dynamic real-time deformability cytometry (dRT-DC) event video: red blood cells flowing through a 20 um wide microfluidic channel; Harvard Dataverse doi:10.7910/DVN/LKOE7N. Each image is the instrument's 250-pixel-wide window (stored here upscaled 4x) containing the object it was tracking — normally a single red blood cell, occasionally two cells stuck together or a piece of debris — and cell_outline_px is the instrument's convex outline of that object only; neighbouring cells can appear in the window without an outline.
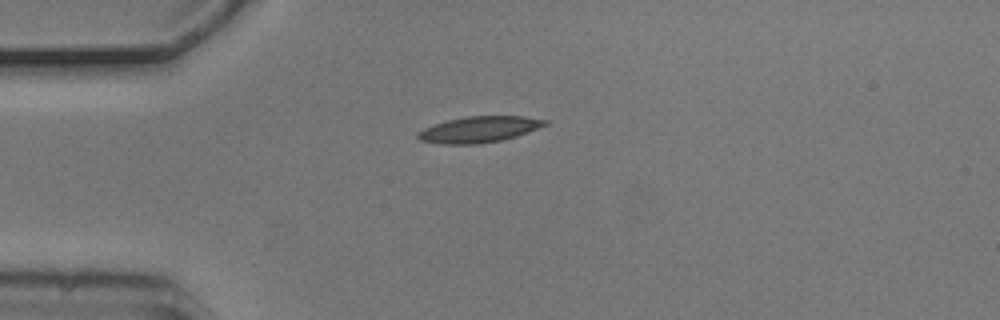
{"species": "common noctule bat (a hibernating species)", "species_latin": "Nyctalus noctula", "temperature_condition": "cold", "stored_images_in_passage": 7, "camera_frame_rate_fps": 3000, "um_per_image_px": 0.085, "animal": {"sex": "male", "body_mass_g": 20.5, "forearm_length_mm": 52.5}, "frame": {"image": 1, "passage_image": 1, "time_ms": 0.0, "image_size_px": [1000, 320], "cell_outline_px": [[548, 124], [528, 132], [516, 136], [500, 140], [476, 144], [440, 144], [420, 140], [416, 136], [416, 132], [424, 128], [448, 120], [468, 116], [524, 116], [548, 120]], "centroid_in_image_um": [40.72, 11.0], "position_along_channel_um": 44.3, "area_um2": 19.19}}